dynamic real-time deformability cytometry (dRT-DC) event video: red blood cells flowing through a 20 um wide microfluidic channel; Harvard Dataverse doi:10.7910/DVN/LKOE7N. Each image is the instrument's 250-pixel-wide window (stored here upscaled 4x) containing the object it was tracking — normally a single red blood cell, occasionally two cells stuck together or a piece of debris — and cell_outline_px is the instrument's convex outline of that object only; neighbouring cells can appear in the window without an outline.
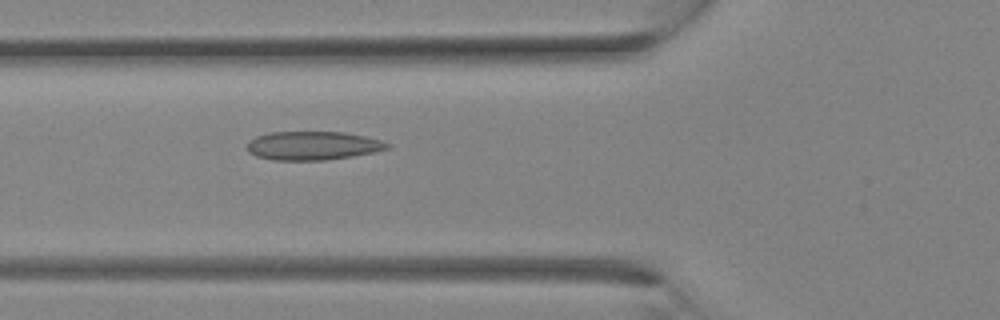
{"species": "Egyptian fruit bat (a non-hibernating species)", "species_latin": "Rousettus aegyptiacus", "temperature_condition": "room temperature", "stored_images_in_passage": 12, "camera_frame_rate_fps": 3000, "um_per_image_px": 0.085, "animal": {"sex": "female"}, "frame": {"image": 1, "passage_image": 12, "time_ms": 3.667, "image_size_px": [1000, 320], "cell_outline_px": [[392, 144], [388, 148], [376, 152], [352, 156], [324, 160], [272, 160], [256, 156], [248, 152], [248, 140], [256, 136], [268, 132], [344, 132], [364, 136], [380, 140]], "centroid_in_image_um": [26.58, 12.38], "position_along_channel_um": 99.2, "area_um2": 23.47}}